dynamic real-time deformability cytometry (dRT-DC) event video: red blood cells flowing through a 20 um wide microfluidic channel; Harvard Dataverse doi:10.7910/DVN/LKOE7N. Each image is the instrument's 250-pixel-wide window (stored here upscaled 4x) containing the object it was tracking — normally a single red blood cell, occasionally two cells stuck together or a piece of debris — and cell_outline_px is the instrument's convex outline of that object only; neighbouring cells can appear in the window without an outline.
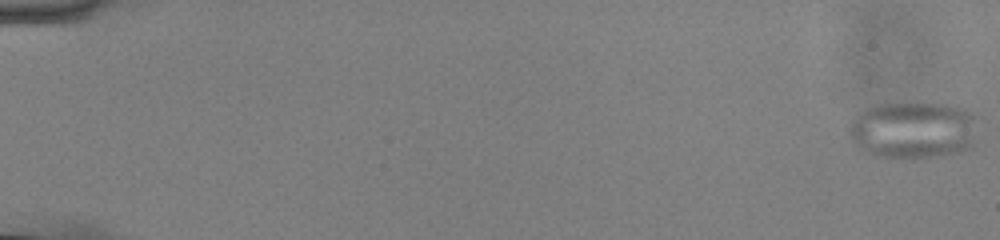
{"species": "common noctule bat (a hibernating species)", "species_latin": "Nyctalus noctula", "temperature_condition": "cold", "stored_images_in_passage": 57, "camera_frame_rate_fps": 3000, "um_per_image_px": 0.085, "animal": {"sex": "male", "body_mass_g": 13.0, "forearm_length_mm": 53.1}, "frame": {"image": 1, "passage_image": 1, "time_ms": 0.0, "image_size_px": [1000, 240], "cell_outline_px": [[972, 148], [956, 152], [932, 156], [876, 156], [864, 152], [848, 136], [848, 128], [852, 120], [868, 104], [884, 100], [956, 104], [964, 108], [972, 116]], "centroid_in_image_um": [77.5, 10.95], "position_along_channel_um": 7.5, "area_um2": 43.18}}
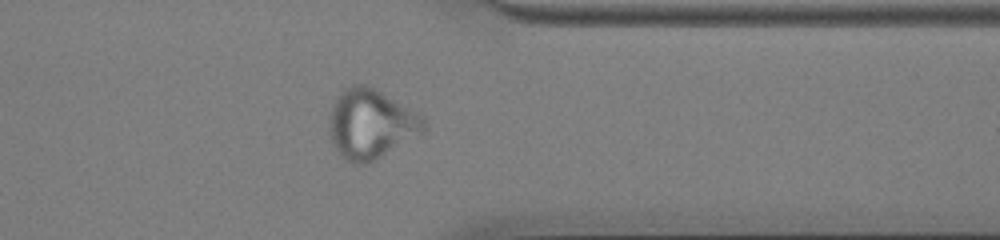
{"frame": {"image": 2, "passage_image": 46, "time_ms": 15.0, "image_size_px": [1000, 240], "cell_outline_px": [[424, 128], [420, 132], [376, 160], [368, 164], [352, 164], [332, 144], [328, 132], [328, 128], [332, 108], [340, 92], [344, 88], [352, 84], [368, 84], [424, 116]], "centroid_in_image_um": [31.48, 10.52], "position_along_channel_um": 379.9, "area_um2": 37.8}}
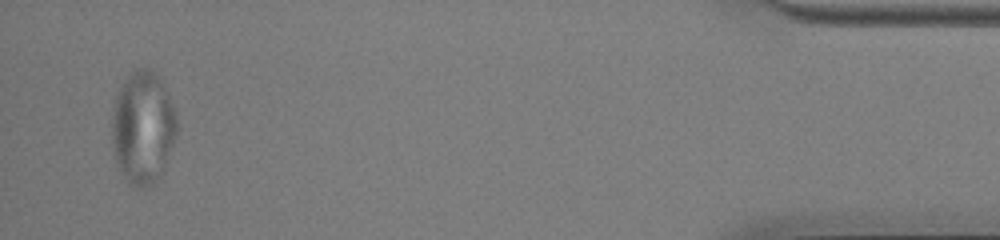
{"frame": {"image": 3, "passage_image": 55, "time_ms": 18.0, "image_size_px": [1000, 240], "cell_outline_px": [[180, 128], [160, 176], [152, 188], [136, 188], [128, 184], [124, 180], [116, 164], [112, 152], [112, 116], [116, 96], [120, 88], [128, 76], [136, 68], [144, 68], [156, 72], [164, 84], [176, 108]], "centroid_in_image_um": [12.17, 10.9], "position_along_channel_um": 423.0, "area_um2": 43.87}}